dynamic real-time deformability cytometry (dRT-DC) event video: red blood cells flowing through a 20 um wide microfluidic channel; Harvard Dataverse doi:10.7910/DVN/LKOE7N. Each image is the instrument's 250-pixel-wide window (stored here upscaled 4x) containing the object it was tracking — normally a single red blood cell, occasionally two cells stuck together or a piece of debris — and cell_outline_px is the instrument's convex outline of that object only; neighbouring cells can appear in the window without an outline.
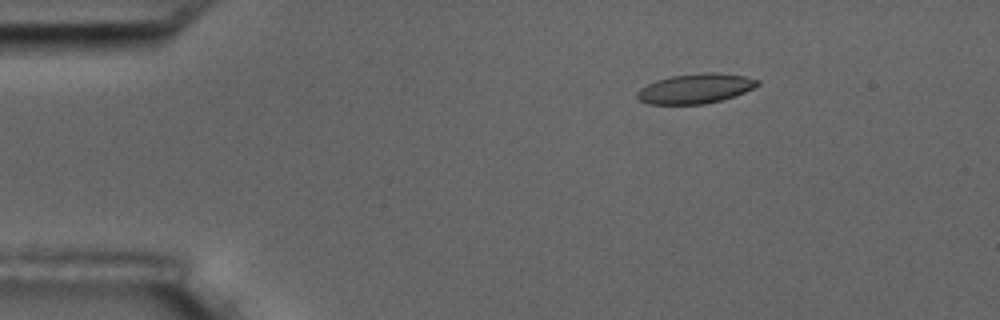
{"species": "common noctule bat (a hibernating species)", "species_latin": "Nyctalus noctula", "temperature_condition": "room temperature", "stored_images_in_passage": 5, "camera_frame_rate_fps": 3000, "um_per_image_px": 0.085, "animal": {"sex": "male", "body_mass_g": 17.5, "forearm_length_mm": 52.3}, "frame": {"image": 1, "passage_image": 3, "time_ms": 2.333, "image_size_px": [1000, 320], "cell_outline_px": [[760, 84], [744, 92], [720, 100], [704, 104], [648, 104], [640, 100], [636, 96], [636, 92], [640, 88], [656, 80], [672, 76], [712, 72], [744, 76], [760, 80]], "centroid_in_image_um": [59.09, 7.53], "position_along_channel_um": 25.9, "area_um2": 20.58}}